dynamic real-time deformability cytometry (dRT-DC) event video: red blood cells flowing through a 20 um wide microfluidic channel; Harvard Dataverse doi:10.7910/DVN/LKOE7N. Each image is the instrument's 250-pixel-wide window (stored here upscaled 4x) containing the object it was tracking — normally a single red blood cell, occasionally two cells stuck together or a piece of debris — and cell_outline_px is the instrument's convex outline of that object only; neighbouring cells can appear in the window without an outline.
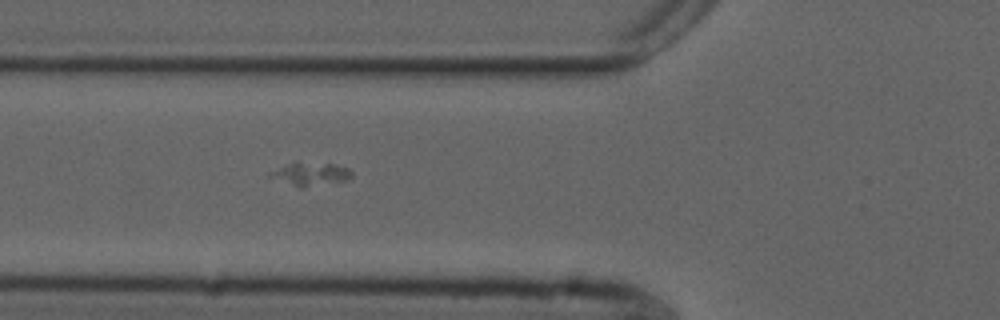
{"species": "common noctule bat (a hibernating species)", "species_latin": "Nyctalus noctula", "temperature_condition": "cold", "stored_images_in_passage": 43, "camera_frame_rate_fps": 3000, "um_per_image_px": 0.085, "animal": {"sex": "male", "forearm_length_mm": 52.5}, "frame": {"image": 1, "passage_image": 12, "time_ms": 3.667, "image_size_px": [1000, 320], "cell_outline_px": [[352, 176], [348, 180], [300, 188], [268, 176], [272, 172], [280, 168], [292, 164], [332, 164], [348, 168], [352, 172]], "centroid_in_image_um": [26.47, 14.84], "position_along_channel_um": 99.3, "area_um2": 10.29}}
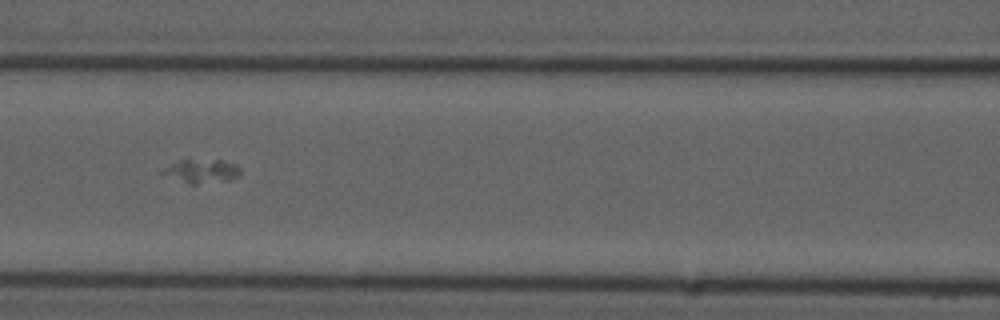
{"frame": {"image": 2, "passage_image": 16, "time_ms": 5.0, "image_size_px": [1000, 320], "cell_outline_px": [[240, 172], [236, 176], [228, 180], [196, 184], [192, 184], [160, 172], [164, 168], [180, 160], [220, 160], [236, 164], [240, 168]], "centroid_in_image_um": [17.18, 14.53], "position_along_channel_um": 149.4, "area_um2": 10.23}}
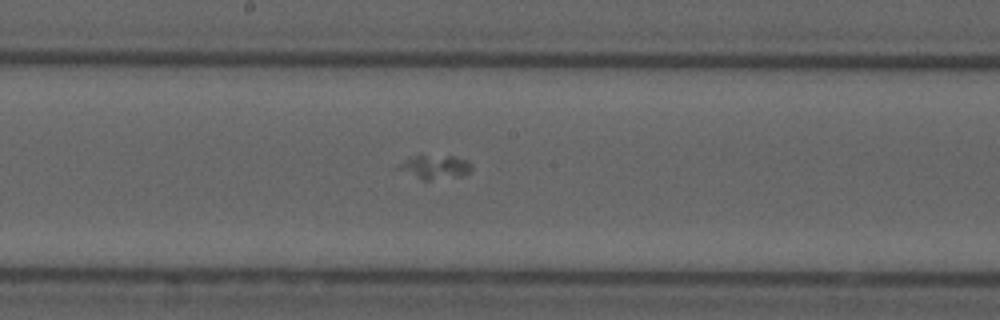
{"frame": {"image": 3, "passage_image": 21, "time_ms": 6.667, "image_size_px": [1000, 320], "cell_outline_px": [[472, 168], [468, 172], [460, 176], [428, 180], [424, 180], [392, 168], [396, 164], [416, 156], [452, 156], [468, 160], [472, 164]], "centroid_in_image_um": [36.93, 14.2], "position_along_channel_um": 211.3, "area_um2": 10.12}}